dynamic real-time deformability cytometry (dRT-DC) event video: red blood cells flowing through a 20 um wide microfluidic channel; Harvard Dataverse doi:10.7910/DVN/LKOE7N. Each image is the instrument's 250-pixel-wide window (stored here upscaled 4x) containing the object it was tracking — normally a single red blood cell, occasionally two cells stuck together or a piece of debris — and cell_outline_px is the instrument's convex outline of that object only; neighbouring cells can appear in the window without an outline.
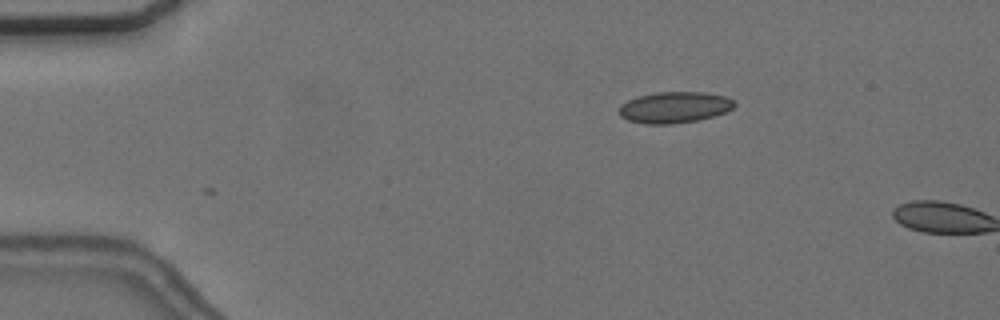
{"species": "common noctule bat (a hibernating species)", "species_latin": "Nyctalus noctula", "temperature_condition": "cold", "stored_images_in_passage": 3, "camera_frame_rate_fps": 3000, "um_per_image_px": 0.085, "animal": {"sex": "female", "body_mass_g": 24.6, "forearm_length_mm": 56.2}, "frame": {"image": 1, "passage_image": 2, "time_ms": 0.333, "image_size_px": [1000, 320], "cell_outline_px": [[736, 104], [732, 108], [724, 112], [700, 120], [672, 124], [644, 124], [628, 120], [620, 116], [620, 104], [636, 96], [656, 92], [704, 92], [728, 96]], "centroid_in_image_um": [57.32, 9.12], "position_along_channel_um": 27.7, "area_um2": 21.1}}